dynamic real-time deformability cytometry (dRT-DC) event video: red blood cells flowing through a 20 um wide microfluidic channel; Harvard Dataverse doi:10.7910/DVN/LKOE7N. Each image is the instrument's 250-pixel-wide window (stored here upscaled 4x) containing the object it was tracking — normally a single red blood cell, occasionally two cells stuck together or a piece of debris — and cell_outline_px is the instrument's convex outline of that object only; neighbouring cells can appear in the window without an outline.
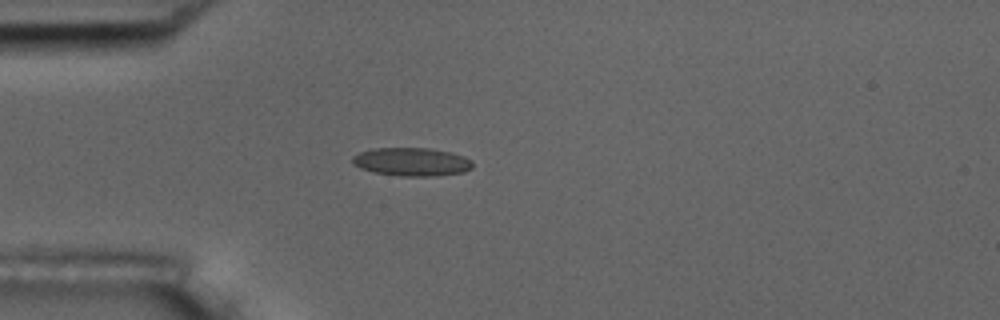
{"species": "common noctule bat (a hibernating species)", "species_latin": "Nyctalus noctula", "temperature_condition": "room temperature", "stored_images_in_passage": 3, "camera_frame_rate_fps": 3000, "um_per_image_px": 0.085, "animal": {"sex": "male", "body_mass_g": 17.5, "forearm_length_mm": 52.3}, "frame": {"image": 1, "passage_image": 3, "time_ms": 2.333, "image_size_px": [1000, 320], "cell_outline_px": [[472, 168], [464, 172], [436, 176], [400, 176], [372, 172], [360, 168], [352, 164], [352, 156], [360, 152], [372, 148], [428, 148], [452, 152], [464, 156], [472, 160]], "centroid_in_image_um": [34.99, 13.75], "position_along_channel_um": 50.0, "area_um2": 20.06}}